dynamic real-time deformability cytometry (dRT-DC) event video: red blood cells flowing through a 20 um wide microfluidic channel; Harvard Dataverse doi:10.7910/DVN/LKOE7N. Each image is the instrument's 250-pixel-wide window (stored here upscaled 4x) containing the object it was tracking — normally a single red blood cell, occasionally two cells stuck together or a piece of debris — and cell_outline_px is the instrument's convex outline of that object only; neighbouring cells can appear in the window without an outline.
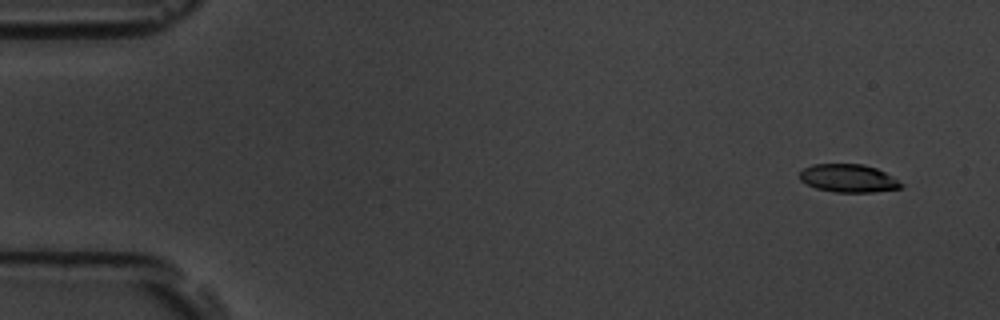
{"species": "common noctule bat (a hibernating species)", "species_latin": "Nyctalus noctula", "temperature_condition": "room temperature", "stored_images_in_passage": 4, "camera_frame_rate_fps": 3000, "um_per_image_px": 0.085, "animal": {"sex": "male", "body_mass_g": 19.5, "forearm_length_mm": 54.6}, "frame": {"image": 1, "passage_image": 1, "time_ms": 0.0, "image_size_px": [1000, 320], "cell_outline_px": [[904, 188], [872, 192], [836, 192], [816, 188], [800, 180], [800, 172], [804, 168], [812, 164], [864, 164], [876, 168], [884, 172], [904, 184]], "centroid_in_image_um": [72.13, 15.15], "position_along_channel_um": 12.9, "area_um2": 16.53}}
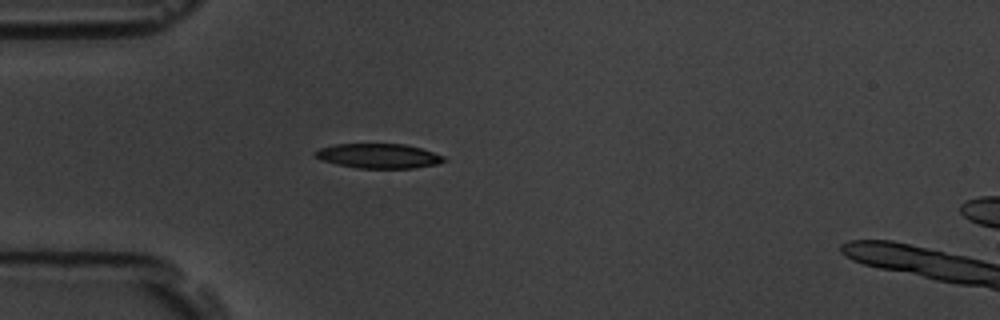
{"frame": {"image": 2, "passage_image": 4, "time_ms": 4.333, "image_size_px": [1000, 320], "cell_outline_px": [[448, 160], [436, 164], [412, 168], [356, 168], [336, 164], [320, 160], [312, 152], [320, 148], [336, 144], [404, 144], [420, 148], [444, 156]], "centroid_in_image_um": [32.15, 13.26], "position_along_channel_um": 52.8, "area_um2": 18.44}}